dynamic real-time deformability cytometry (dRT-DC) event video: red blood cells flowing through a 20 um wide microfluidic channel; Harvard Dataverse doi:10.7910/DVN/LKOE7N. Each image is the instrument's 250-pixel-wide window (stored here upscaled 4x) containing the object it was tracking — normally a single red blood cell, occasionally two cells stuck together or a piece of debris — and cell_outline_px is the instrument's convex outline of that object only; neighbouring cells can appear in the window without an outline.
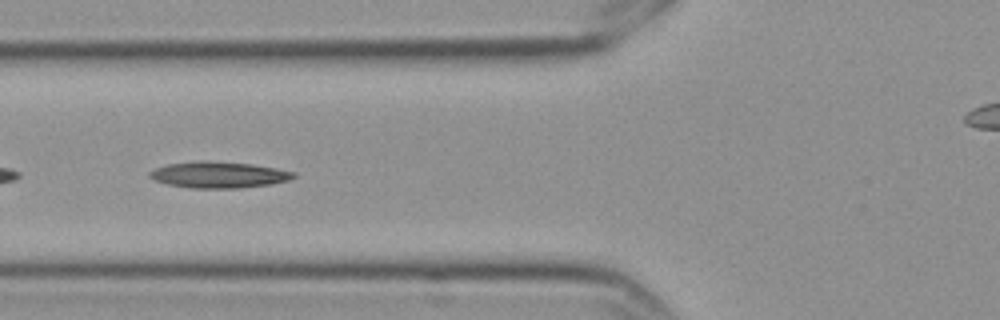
{"species": "Egyptian fruit bat (a non-hibernating species)", "species_latin": "Rousettus aegyptiacus", "temperature_condition": "cold", "stored_images_in_passage": 8, "camera_frame_rate_fps": 3000, "um_per_image_px": 0.085, "frame": {"image": 1, "passage_image": 6, "time_ms": 1.667, "image_size_px": [1000, 320], "cell_outline_px": [[296, 176], [288, 180], [272, 184], [240, 188], [192, 188], [168, 184], [156, 180], [148, 176], [148, 172], [156, 168], [168, 164], [200, 160], [252, 164], [276, 168], [296, 172]], "centroid_in_image_um": [18.61, 14.85], "position_along_channel_um": 107.2, "area_um2": 21.96}}
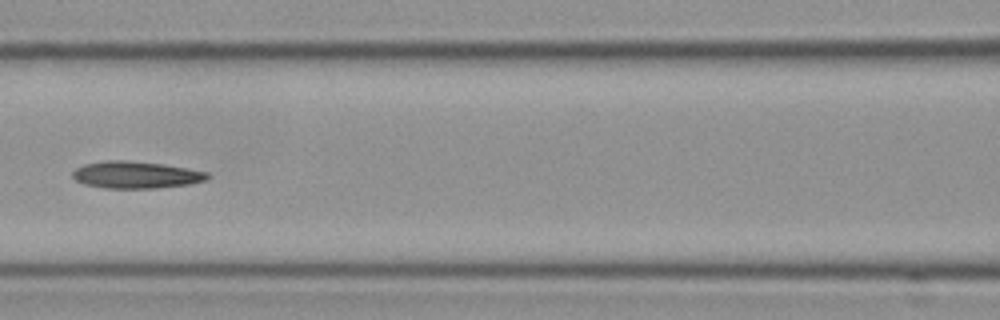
{"frame": {"image": 2, "passage_image": 7, "time_ms": 2.0, "image_size_px": [1000, 320], "cell_outline_px": [[212, 176], [204, 180], [188, 184], [156, 188], [104, 188], [84, 184], [76, 180], [72, 176], [72, 172], [76, 168], [84, 164], [104, 160], [124, 160], [164, 164], [208, 172]], "centroid_in_image_um": [11.53, 14.85], "position_along_channel_um": 155.1, "area_um2": 21.21}}
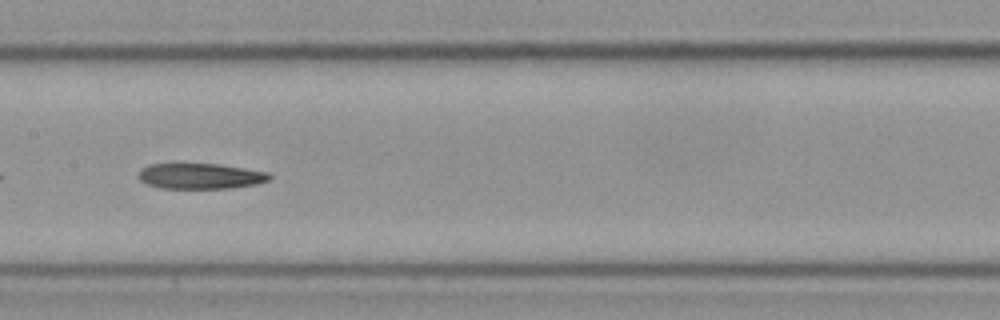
{"frame": {"image": 3, "passage_image": 8, "time_ms": 2.333, "image_size_px": [1000, 320], "cell_outline_px": [[272, 176], [268, 180], [256, 184], [232, 188], [160, 188], [148, 184], [140, 180], [136, 176], [140, 168], [148, 164], [220, 164], [268, 172]], "centroid_in_image_um": [17.0, 14.96], "position_along_channel_um": 190.4, "area_um2": 19.59}}